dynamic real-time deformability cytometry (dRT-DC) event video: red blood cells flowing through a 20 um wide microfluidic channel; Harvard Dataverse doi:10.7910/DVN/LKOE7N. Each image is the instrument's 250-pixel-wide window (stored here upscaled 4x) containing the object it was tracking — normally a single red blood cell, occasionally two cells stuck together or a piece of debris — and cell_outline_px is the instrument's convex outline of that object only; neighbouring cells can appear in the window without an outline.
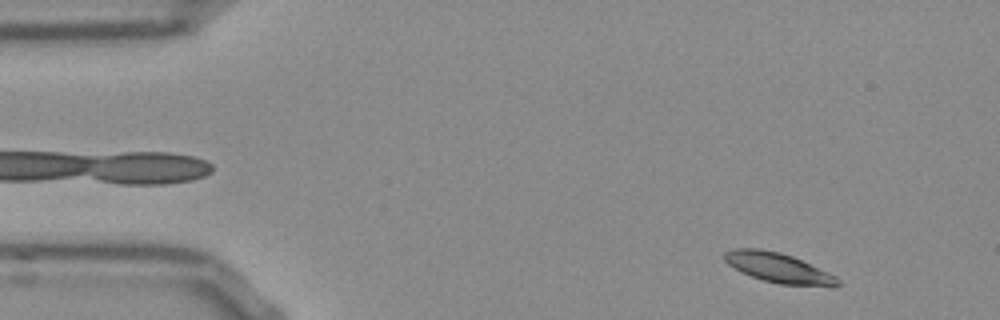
{"species": "Egyptian fruit bat (a non-hibernating species)", "species_latin": "Rousettus aegyptiacus", "temperature_condition": "room temperature", "stored_images_in_passage": 51, "camera_frame_rate_fps": 3000, "um_per_image_px": 0.085, "frame": {"image": 1, "passage_image": 3, "time_ms": 0.667, "image_size_px": [1000, 320], "cell_outline_px": [[840, 284], [836, 288], [780, 284], [764, 280], [740, 272], [728, 264], [724, 260], [724, 252], [732, 248], [760, 248], [780, 252], [792, 256], [836, 276], [840, 280]], "centroid_in_image_um": [66.19, 22.78], "position_along_channel_um": 18.8, "area_um2": 19.88}}
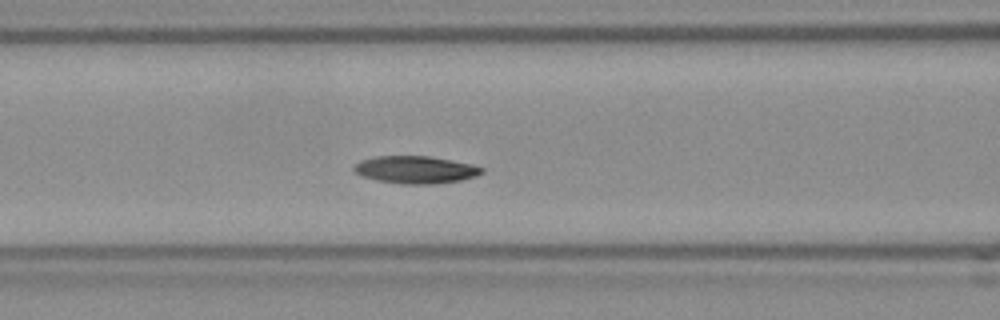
{"frame": {"image": 2, "passage_image": 19, "time_ms": 6.0, "image_size_px": [1000, 320], "cell_outline_px": [[484, 172], [476, 176], [460, 180], [436, 184], [400, 184], [376, 180], [360, 176], [352, 168], [360, 160], [376, 156], [428, 156], [472, 164], [484, 168]], "centroid_in_image_um": [35.31, 14.43], "position_along_channel_um": 131.3, "area_um2": 20.52}}
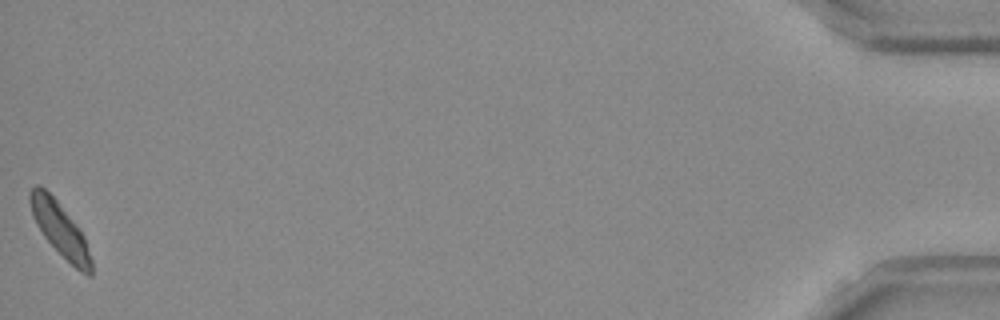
{"frame": {"image": 3, "passage_image": 51, "time_ms": 16.667, "image_size_px": [1000, 320], "cell_outline_px": [[92, 276], [88, 276], [80, 272], [44, 236], [36, 224], [32, 216], [28, 200], [28, 192], [36, 184], [40, 184], [56, 200], [84, 236], [92, 260]], "centroid_in_image_um": [5.07, 19.47], "position_along_channel_um": 430.1, "area_um2": 18.73}, "authors_computed_cell_mechanics": {"area_um2": 19.8832, "velocity_mm_per_s": 3.7619, "shape_relaxation_time_tau1_ms": 2.3453, "shape_relaxation_time_tau2_ms": null, "deformation_change_tau1": 0.1022, "deformation_change_tau2": null}}